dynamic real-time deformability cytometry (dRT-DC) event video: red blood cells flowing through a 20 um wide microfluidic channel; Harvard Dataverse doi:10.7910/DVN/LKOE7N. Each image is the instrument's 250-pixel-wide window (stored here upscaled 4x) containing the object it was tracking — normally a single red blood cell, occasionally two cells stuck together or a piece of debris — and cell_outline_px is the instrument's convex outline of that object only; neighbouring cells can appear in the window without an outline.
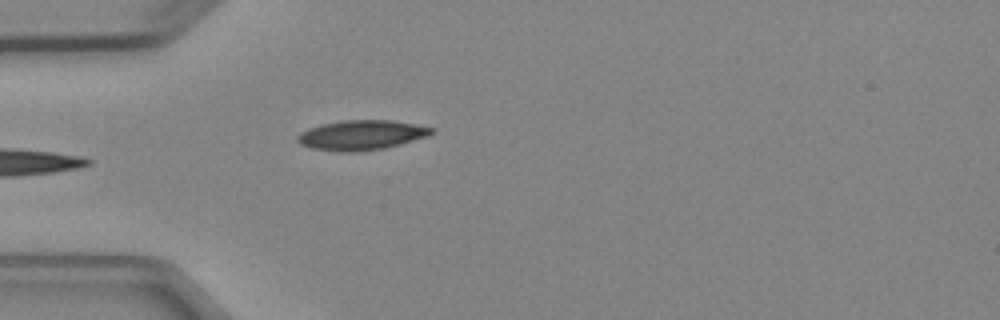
{"species": "Egyptian fruit bat (a non-hibernating species)", "species_latin": "Rousettus aegyptiacus", "temperature_condition": "cold", "stored_images_in_passage": 5, "camera_frame_rate_fps": 3000, "um_per_image_px": 0.085, "animal": {"sex": "female"}, "frame": {"image": 1, "passage_image": 5, "time_ms": 4.667, "image_size_px": [1000, 320], "cell_outline_px": [[436, 132], [428, 136], [400, 144], [384, 148], [352, 152], [340, 152], [312, 148], [300, 144], [296, 140], [296, 136], [300, 132], [308, 128], [320, 124], [344, 120], [392, 120], [436, 128]], "centroid_in_image_um": [30.72, 11.47], "position_along_channel_um": 54.3, "area_um2": 23.41}}